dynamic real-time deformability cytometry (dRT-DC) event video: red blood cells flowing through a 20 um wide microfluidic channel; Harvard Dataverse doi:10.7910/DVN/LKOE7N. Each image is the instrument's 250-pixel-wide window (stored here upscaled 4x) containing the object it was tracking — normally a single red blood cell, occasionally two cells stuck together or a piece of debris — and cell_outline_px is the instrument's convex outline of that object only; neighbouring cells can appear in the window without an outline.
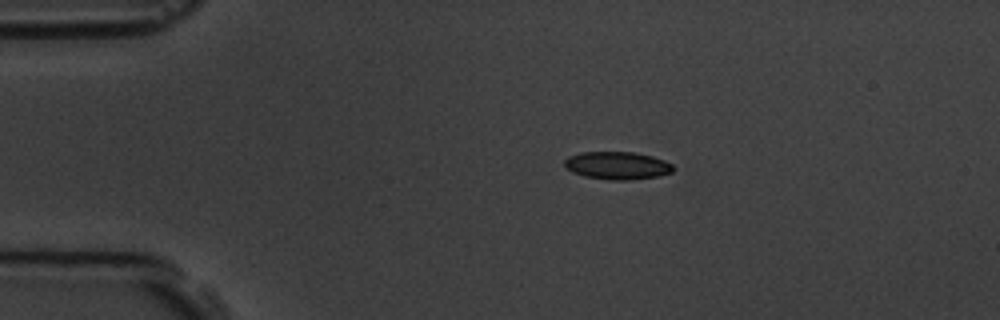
{"species": "common noctule bat (a hibernating species)", "species_latin": "Nyctalus noctula", "temperature_condition": "room temperature", "stored_images_in_passage": 5, "camera_frame_rate_fps": 3000, "um_per_image_px": 0.085, "animal": {"sex": "male", "body_mass_g": 19.5, "forearm_length_mm": 54.6}, "frame": {"image": 1, "passage_image": 5, "time_ms": 5.667, "image_size_px": [1000, 320], "cell_outline_px": [[672, 172], [660, 176], [628, 180], [608, 180], [584, 176], [572, 172], [564, 164], [564, 160], [568, 156], [580, 152], [632, 152], [652, 156], [664, 160], [672, 164]], "centroid_in_image_um": [52.45, 14.07], "position_along_channel_um": 32.5, "area_um2": 17.57}}